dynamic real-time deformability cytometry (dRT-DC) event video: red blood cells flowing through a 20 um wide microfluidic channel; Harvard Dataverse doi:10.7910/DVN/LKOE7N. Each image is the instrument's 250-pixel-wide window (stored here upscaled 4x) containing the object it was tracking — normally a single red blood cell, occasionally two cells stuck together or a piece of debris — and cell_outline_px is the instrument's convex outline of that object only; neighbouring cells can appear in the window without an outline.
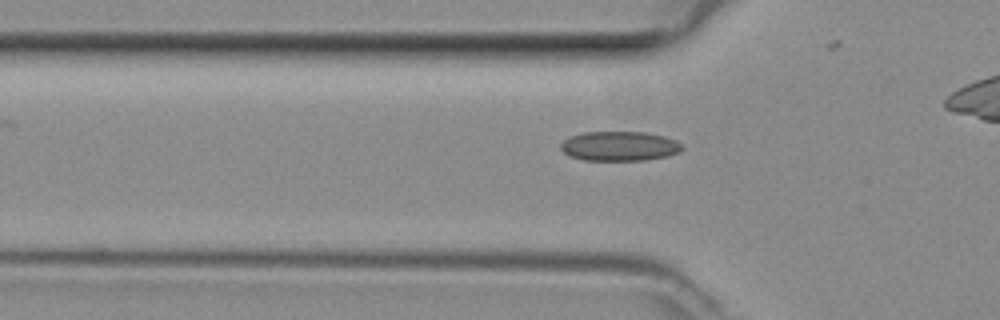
{"species": "common noctule bat (a hibernating species)", "species_latin": "Nyctalus noctula", "temperature_condition": "room temperature", "stored_images_in_passage": 39, "camera_frame_rate_fps": 3000, "um_per_image_px": 0.085, "animal": {"sex": "female", "body_mass_g": 29.2, "forearm_length_mm": 56.3}, "frame": {"image": 1, "passage_image": 16, "time_ms": 5.0, "image_size_px": [1000, 320], "cell_outline_px": [[684, 148], [680, 152], [668, 156], [644, 160], [584, 160], [568, 156], [560, 148], [560, 144], [568, 136], [584, 132], [648, 132], [664, 136], [676, 140]], "centroid_in_image_um": [52.65, 12.42], "position_along_channel_um": 73.2, "area_um2": 21.1}}
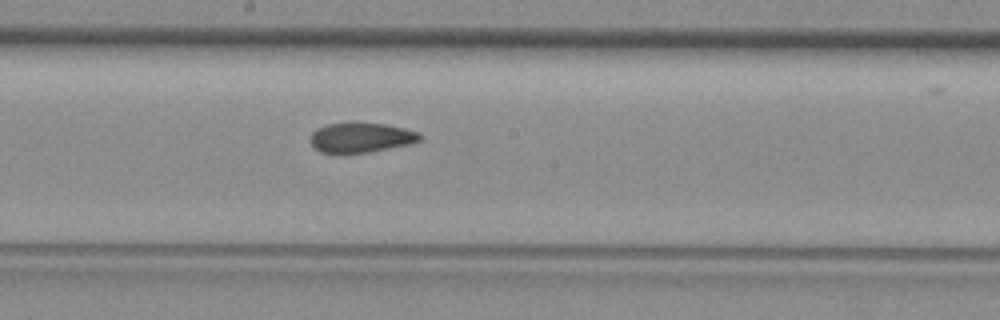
{"frame": {"image": 2, "passage_image": 26, "time_ms": 8.333, "image_size_px": [1000, 320], "cell_outline_px": [[420, 140], [412, 144], [368, 152], [320, 152], [308, 140], [312, 132], [316, 128], [328, 124], [348, 120], [352, 120], [384, 124], [404, 128], [420, 132]], "centroid_in_image_um": [30.67, 11.64], "position_along_channel_um": 217.5, "area_um2": 19.48}}
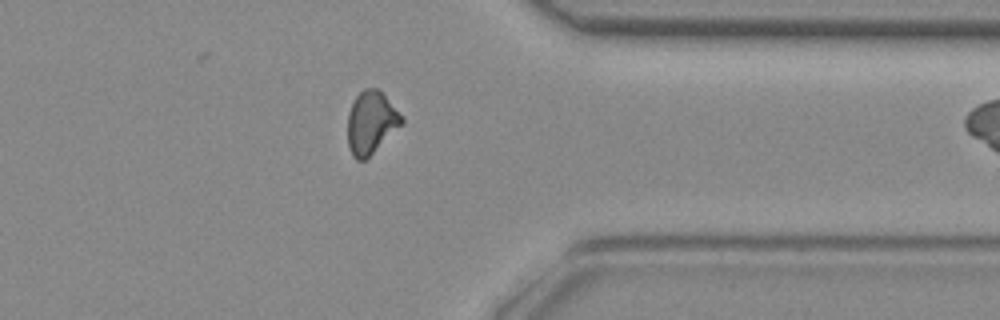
{"frame": {"image": 3, "passage_image": 38, "time_ms": 12.333, "image_size_px": [1000, 320], "cell_outline_px": [[404, 120], [364, 160], [356, 160], [352, 156], [348, 144], [348, 112], [356, 96], [364, 88], [376, 88], [404, 116]], "centroid_in_image_um": [31.5, 10.39], "position_along_channel_um": 379.9, "area_um2": 19.02}}